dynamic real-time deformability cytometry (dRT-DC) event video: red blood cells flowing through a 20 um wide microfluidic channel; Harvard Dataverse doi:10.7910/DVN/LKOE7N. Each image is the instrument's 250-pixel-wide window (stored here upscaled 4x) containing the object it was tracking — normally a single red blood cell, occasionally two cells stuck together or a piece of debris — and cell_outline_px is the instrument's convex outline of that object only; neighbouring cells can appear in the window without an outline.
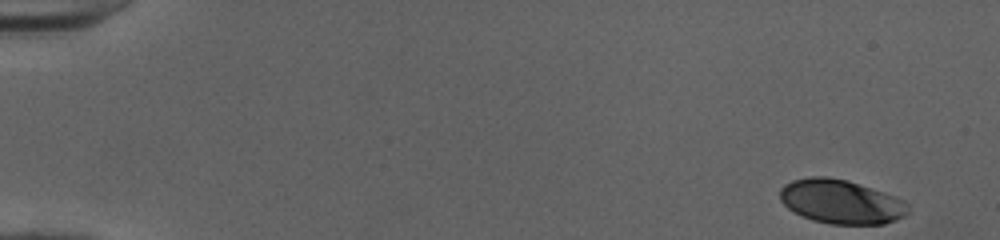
{"species": "human", "species_latin": "Homo sapiens", "temperature_condition": "cold", "stored_images_in_passage": 12, "camera_frame_rate_fps": 3000, "um_per_image_px": 0.085, "donor": {"sex": "female"}, "frame": {"image": 1, "passage_image": 1, "time_ms": 0.0, "image_size_px": [1000, 240], "cell_outline_px": [[908, 212], [904, 216], [896, 220], [884, 224], [832, 224], [812, 220], [800, 216], [788, 208], [780, 200], [780, 188], [784, 184], [792, 180], [812, 176], [824, 176], [848, 180], [896, 196], [904, 200], [908, 204]], "centroid_in_image_um": [71.48, 17.14], "position_along_channel_um": 13.5, "area_um2": 33.12}}